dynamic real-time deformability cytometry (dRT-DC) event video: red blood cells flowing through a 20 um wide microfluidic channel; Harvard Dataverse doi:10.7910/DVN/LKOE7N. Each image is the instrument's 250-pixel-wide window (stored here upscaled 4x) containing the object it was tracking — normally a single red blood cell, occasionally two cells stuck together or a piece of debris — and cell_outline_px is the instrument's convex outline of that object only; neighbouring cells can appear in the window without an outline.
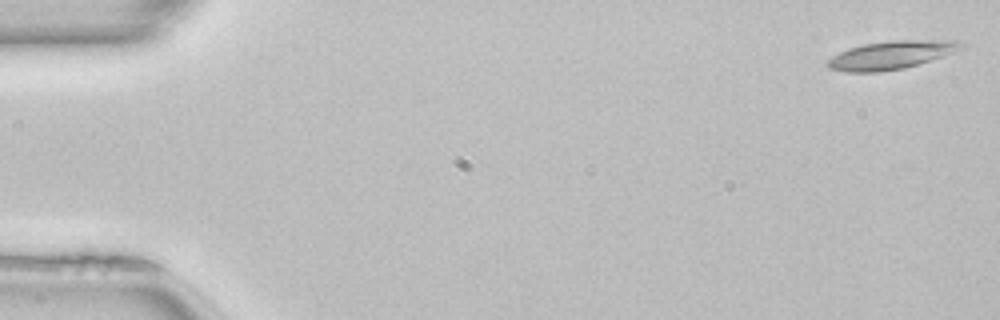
{"species": "common noctule bat (a hibernating species)", "species_latin": "Nyctalus noctula", "temperature_condition": "room temperature", "stored_images_in_passage": 50, "camera_frame_rate_fps": 3000, "um_per_image_px": 0.085, "animal": {"sex": "female", "body_mass_g": 22.7, "forearm_length_mm": 54.2}, "frame": {"image": 1, "passage_image": 1, "time_ms": 0.0, "image_size_px": [1000, 320], "cell_outline_px": [[964, 48], [904, 68], [880, 72], [848, 72], [828, 68], [824, 64], [832, 56], [848, 48], [864, 44], [892, 40], [956, 40], [964, 44]], "centroid_in_image_um": [75.69, 4.67], "position_along_channel_um": 9.3, "area_um2": 21.73}}
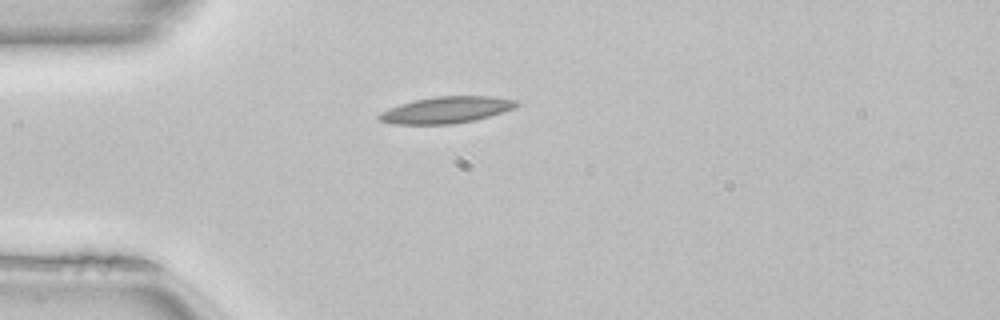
{"frame": {"image": 2, "passage_image": 13, "time_ms": 4.0, "image_size_px": [1000, 320], "cell_outline_px": [[520, 104], [516, 108], [488, 116], [472, 120], [452, 124], [392, 124], [380, 120], [376, 116], [380, 112], [388, 108], [400, 104], [416, 100], [436, 96], [492, 96], [520, 100]], "centroid_in_image_um": [37.96, 9.33], "position_along_channel_um": 47.0, "area_um2": 21.27}}